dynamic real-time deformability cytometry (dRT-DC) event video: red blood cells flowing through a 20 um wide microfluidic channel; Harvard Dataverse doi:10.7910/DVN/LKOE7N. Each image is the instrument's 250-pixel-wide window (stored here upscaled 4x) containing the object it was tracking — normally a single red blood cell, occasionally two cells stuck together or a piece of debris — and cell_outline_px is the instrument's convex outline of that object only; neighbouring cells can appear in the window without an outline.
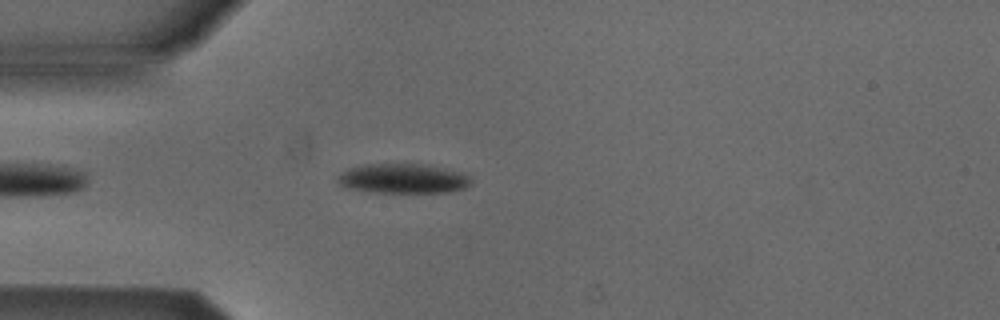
{"species": "Egyptian fruit bat (a non-hibernating species)", "species_latin": "Rousettus aegyptiacus", "temperature_condition": "cold", "stored_images_in_passage": 38, "camera_frame_rate_fps": 3000, "um_per_image_px": 0.085, "animal": {"sex": "male"}, "frame": {"image": 1, "passage_image": 5, "time_ms": 1.333, "image_size_px": [1000, 320], "cell_outline_px": [[472, 184], [464, 188], [452, 192], [368, 192], [344, 188], [336, 180], [336, 176], [340, 172], [348, 168], [364, 164], [428, 164], [460, 172], [468, 176]], "centroid_in_image_um": [34.2, 15.18], "position_along_channel_um": 50.8, "area_um2": 23.35}}
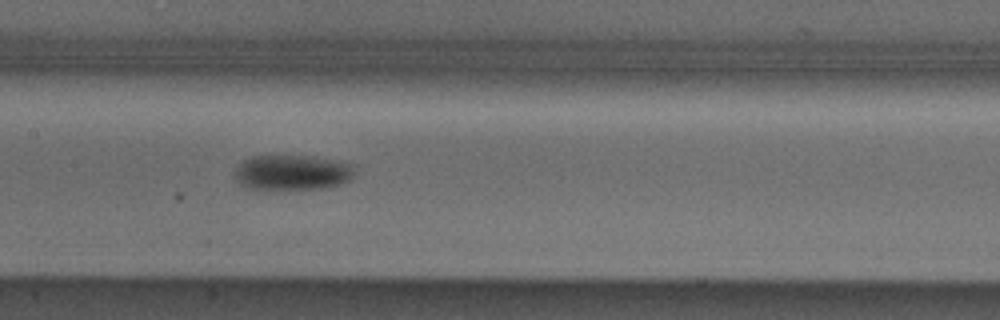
{"frame": {"image": 2, "passage_image": 16, "time_ms": 5.0, "image_size_px": [1000, 320], "cell_outline_px": [[356, 168], [352, 176], [348, 180], [340, 184], [324, 188], [248, 188], [240, 184], [236, 180], [236, 168], [244, 160], [252, 156], [312, 156], [356, 164]], "centroid_in_image_um": [24.89, 14.64], "position_along_channel_um": 182.5, "area_um2": 24.28}}
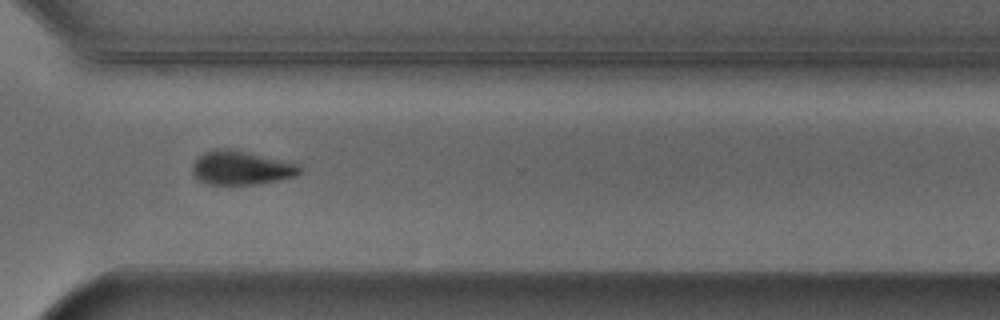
{"frame": {"image": 3, "passage_image": 29, "time_ms": 9.333, "image_size_px": [1000, 320], "cell_outline_px": [[300, 172], [292, 176], [276, 180], [256, 184], [208, 184], [200, 180], [192, 172], [192, 164], [204, 152], [212, 148], [232, 148], [252, 152], [296, 164], [300, 168]], "centroid_in_image_um": [20.44, 14.23], "position_along_channel_um": 350.2, "area_um2": 20.98}, "authors_computed_cell_mechanics": {"area_um2": 23.2645, "velocity_mm_per_s": 3.8746, "shape_relaxation_time_tau1_ms": 2.7155, "shape_relaxation_time_tau2_ms": null, "deformation_change_tau1": 0.102, "deformation_change_tau2": null}}